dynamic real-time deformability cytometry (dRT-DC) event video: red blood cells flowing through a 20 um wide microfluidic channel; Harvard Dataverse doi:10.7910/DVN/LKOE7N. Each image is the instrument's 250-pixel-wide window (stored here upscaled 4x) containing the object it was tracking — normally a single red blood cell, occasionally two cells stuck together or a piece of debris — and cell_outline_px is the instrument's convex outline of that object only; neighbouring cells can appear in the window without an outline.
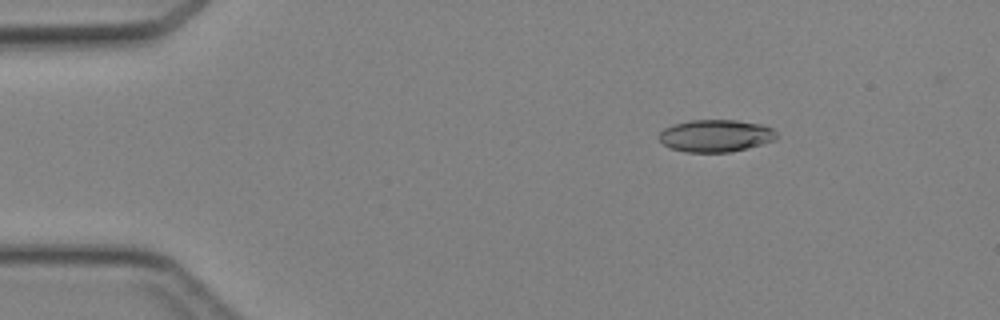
{"species": "Egyptian fruit bat (a non-hibernating species)", "species_latin": "Rousettus aegyptiacus", "temperature_condition": "cold", "stored_images_in_passage": 46, "camera_frame_rate_fps": 3000, "um_per_image_px": 0.085, "animal": {"sex": "female"}, "frame": {"image": 1, "passage_image": 7, "time_ms": 2.0, "image_size_px": [1000, 320], "cell_outline_px": [[776, 140], [728, 152], [684, 152], [672, 148], [664, 144], [660, 140], [660, 132], [664, 128], [672, 124], [688, 120], [736, 120], [764, 124], [772, 128], [776, 132]], "centroid_in_image_um": [60.83, 11.52], "position_along_channel_um": 24.2, "area_um2": 22.02}}
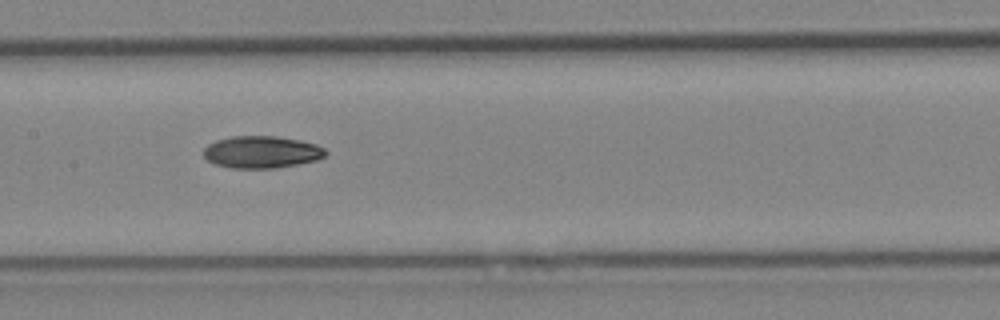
{"frame": {"image": 2, "passage_image": 23, "time_ms": 7.333, "image_size_px": [1000, 320], "cell_outline_px": [[328, 152], [324, 156], [316, 160], [276, 168], [232, 168], [216, 164], [208, 160], [204, 156], [204, 148], [208, 144], [216, 140], [232, 136], [276, 136], [300, 140], [316, 144], [324, 148]], "centroid_in_image_um": [22.24, 12.91], "position_along_channel_um": 185.2, "area_um2": 22.77}}
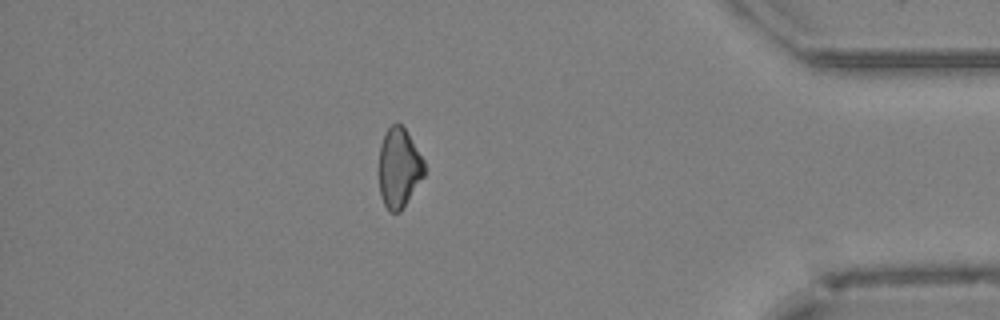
{"frame": {"image": 3, "passage_image": 40, "time_ms": 13.0, "image_size_px": [1000, 320], "cell_outline_px": [[424, 176], [400, 212], [388, 212], [380, 196], [380, 144], [384, 132], [396, 120], [404, 128], [424, 160]], "centroid_in_image_um": [33.9, 14.26], "position_along_channel_um": 401.3, "area_um2": 20.92}}